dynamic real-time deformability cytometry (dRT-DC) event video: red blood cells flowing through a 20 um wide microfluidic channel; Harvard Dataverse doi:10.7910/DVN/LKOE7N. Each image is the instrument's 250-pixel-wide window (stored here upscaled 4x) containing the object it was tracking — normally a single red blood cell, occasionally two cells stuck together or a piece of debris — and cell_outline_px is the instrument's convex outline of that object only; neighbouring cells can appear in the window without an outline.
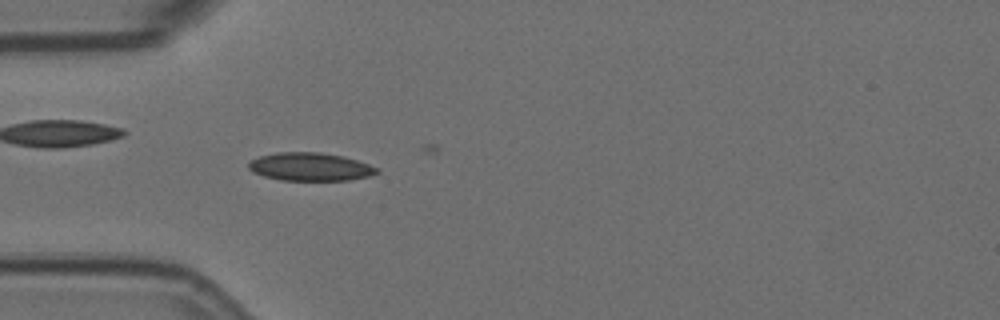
{"species": "Egyptian fruit bat (a non-hibernating species)", "species_latin": "Rousettus aegyptiacus", "temperature_condition": "room temperature", "stored_images_in_passage": 23, "camera_frame_rate_fps": 3000, "um_per_image_px": 0.085, "animal": {"sex": "female"}, "frame": {"image": 1, "passage_image": 19, "time_ms": 6.0, "image_size_px": [1000, 320], "cell_outline_px": [[380, 172], [368, 176], [348, 180], [280, 180], [264, 176], [252, 172], [248, 168], [248, 164], [252, 160], [260, 156], [276, 152], [320, 152], [344, 156], [380, 168]], "centroid_in_image_um": [26.37, 14.17], "position_along_channel_um": 58.6, "area_um2": 21.04}}